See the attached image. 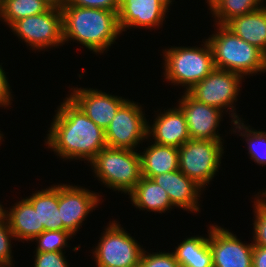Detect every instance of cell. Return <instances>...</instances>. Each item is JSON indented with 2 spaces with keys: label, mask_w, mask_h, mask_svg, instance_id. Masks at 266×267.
Returning a JSON list of instances; mask_svg holds the SVG:
<instances>
[{
  "label": "cell",
  "mask_w": 266,
  "mask_h": 267,
  "mask_svg": "<svg viewBox=\"0 0 266 267\" xmlns=\"http://www.w3.org/2000/svg\"><path fill=\"white\" fill-rule=\"evenodd\" d=\"M101 197L103 196L99 193L82 186L58 184V210L63 222V231H69L76 236L88 214L98 208L100 202L102 204Z\"/></svg>",
  "instance_id": "obj_11"
},
{
  "label": "cell",
  "mask_w": 266,
  "mask_h": 267,
  "mask_svg": "<svg viewBox=\"0 0 266 267\" xmlns=\"http://www.w3.org/2000/svg\"><path fill=\"white\" fill-rule=\"evenodd\" d=\"M8 223L15 241H32L44 231V226H39L38 213L32 204L26 199L17 200L8 209Z\"/></svg>",
  "instance_id": "obj_19"
},
{
  "label": "cell",
  "mask_w": 266,
  "mask_h": 267,
  "mask_svg": "<svg viewBox=\"0 0 266 267\" xmlns=\"http://www.w3.org/2000/svg\"><path fill=\"white\" fill-rule=\"evenodd\" d=\"M8 208L5 207L0 203V223H7L8 222Z\"/></svg>",
  "instance_id": "obj_36"
},
{
  "label": "cell",
  "mask_w": 266,
  "mask_h": 267,
  "mask_svg": "<svg viewBox=\"0 0 266 267\" xmlns=\"http://www.w3.org/2000/svg\"><path fill=\"white\" fill-rule=\"evenodd\" d=\"M142 176L152 178L179 169L178 148L152 143L140 152Z\"/></svg>",
  "instance_id": "obj_20"
},
{
  "label": "cell",
  "mask_w": 266,
  "mask_h": 267,
  "mask_svg": "<svg viewBox=\"0 0 266 267\" xmlns=\"http://www.w3.org/2000/svg\"><path fill=\"white\" fill-rule=\"evenodd\" d=\"M73 238L69 231L45 230L35 237L31 242H36L35 252H65L64 248H69L68 240Z\"/></svg>",
  "instance_id": "obj_27"
},
{
  "label": "cell",
  "mask_w": 266,
  "mask_h": 267,
  "mask_svg": "<svg viewBox=\"0 0 266 267\" xmlns=\"http://www.w3.org/2000/svg\"><path fill=\"white\" fill-rule=\"evenodd\" d=\"M225 26L266 55V4L250 13L233 18Z\"/></svg>",
  "instance_id": "obj_18"
},
{
  "label": "cell",
  "mask_w": 266,
  "mask_h": 267,
  "mask_svg": "<svg viewBox=\"0 0 266 267\" xmlns=\"http://www.w3.org/2000/svg\"><path fill=\"white\" fill-rule=\"evenodd\" d=\"M207 230L213 267H252L253 241L244 243L229 229L215 223Z\"/></svg>",
  "instance_id": "obj_12"
},
{
  "label": "cell",
  "mask_w": 266,
  "mask_h": 267,
  "mask_svg": "<svg viewBox=\"0 0 266 267\" xmlns=\"http://www.w3.org/2000/svg\"><path fill=\"white\" fill-rule=\"evenodd\" d=\"M112 220L104 228L97 246L93 247V258L97 267H138L143 246L122 226Z\"/></svg>",
  "instance_id": "obj_8"
},
{
  "label": "cell",
  "mask_w": 266,
  "mask_h": 267,
  "mask_svg": "<svg viewBox=\"0 0 266 267\" xmlns=\"http://www.w3.org/2000/svg\"><path fill=\"white\" fill-rule=\"evenodd\" d=\"M172 252L180 267H213L208 235L187 237Z\"/></svg>",
  "instance_id": "obj_23"
},
{
  "label": "cell",
  "mask_w": 266,
  "mask_h": 267,
  "mask_svg": "<svg viewBox=\"0 0 266 267\" xmlns=\"http://www.w3.org/2000/svg\"><path fill=\"white\" fill-rule=\"evenodd\" d=\"M260 192V193H259ZM256 193L253 204V244L266 247V191Z\"/></svg>",
  "instance_id": "obj_28"
},
{
  "label": "cell",
  "mask_w": 266,
  "mask_h": 267,
  "mask_svg": "<svg viewBox=\"0 0 266 267\" xmlns=\"http://www.w3.org/2000/svg\"><path fill=\"white\" fill-rule=\"evenodd\" d=\"M128 195L133 206L142 211L162 214L174 208L167 192L152 179L143 176Z\"/></svg>",
  "instance_id": "obj_21"
},
{
  "label": "cell",
  "mask_w": 266,
  "mask_h": 267,
  "mask_svg": "<svg viewBox=\"0 0 266 267\" xmlns=\"http://www.w3.org/2000/svg\"><path fill=\"white\" fill-rule=\"evenodd\" d=\"M66 3L78 7L103 9L117 13L120 7V0H67Z\"/></svg>",
  "instance_id": "obj_32"
},
{
  "label": "cell",
  "mask_w": 266,
  "mask_h": 267,
  "mask_svg": "<svg viewBox=\"0 0 266 267\" xmlns=\"http://www.w3.org/2000/svg\"><path fill=\"white\" fill-rule=\"evenodd\" d=\"M168 10H171L169 9L171 5H173L175 0H159Z\"/></svg>",
  "instance_id": "obj_38"
},
{
  "label": "cell",
  "mask_w": 266,
  "mask_h": 267,
  "mask_svg": "<svg viewBox=\"0 0 266 267\" xmlns=\"http://www.w3.org/2000/svg\"><path fill=\"white\" fill-rule=\"evenodd\" d=\"M266 0H221L211 12L215 24L226 25L235 17L242 16L261 8Z\"/></svg>",
  "instance_id": "obj_26"
},
{
  "label": "cell",
  "mask_w": 266,
  "mask_h": 267,
  "mask_svg": "<svg viewBox=\"0 0 266 267\" xmlns=\"http://www.w3.org/2000/svg\"><path fill=\"white\" fill-rule=\"evenodd\" d=\"M206 1V3H208L207 5V7H209L208 8V10H210V13L217 7V5L221 2V0H205Z\"/></svg>",
  "instance_id": "obj_37"
},
{
  "label": "cell",
  "mask_w": 266,
  "mask_h": 267,
  "mask_svg": "<svg viewBox=\"0 0 266 267\" xmlns=\"http://www.w3.org/2000/svg\"><path fill=\"white\" fill-rule=\"evenodd\" d=\"M38 213L39 226L45 230H63V222L58 210V185L35 191L25 197Z\"/></svg>",
  "instance_id": "obj_22"
},
{
  "label": "cell",
  "mask_w": 266,
  "mask_h": 267,
  "mask_svg": "<svg viewBox=\"0 0 266 267\" xmlns=\"http://www.w3.org/2000/svg\"><path fill=\"white\" fill-rule=\"evenodd\" d=\"M203 43L201 47L171 46L163 49L164 80L188 92L208 76L215 65L209 42L206 39Z\"/></svg>",
  "instance_id": "obj_4"
},
{
  "label": "cell",
  "mask_w": 266,
  "mask_h": 267,
  "mask_svg": "<svg viewBox=\"0 0 266 267\" xmlns=\"http://www.w3.org/2000/svg\"><path fill=\"white\" fill-rule=\"evenodd\" d=\"M242 79L244 80L245 77L238 73L215 68L187 93L198 102L218 108L226 115L229 114L232 123L242 119L235 108L237 96L241 93Z\"/></svg>",
  "instance_id": "obj_7"
},
{
  "label": "cell",
  "mask_w": 266,
  "mask_h": 267,
  "mask_svg": "<svg viewBox=\"0 0 266 267\" xmlns=\"http://www.w3.org/2000/svg\"><path fill=\"white\" fill-rule=\"evenodd\" d=\"M160 251L151 253L144 249L138 267H180L172 250L171 252Z\"/></svg>",
  "instance_id": "obj_29"
},
{
  "label": "cell",
  "mask_w": 266,
  "mask_h": 267,
  "mask_svg": "<svg viewBox=\"0 0 266 267\" xmlns=\"http://www.w3.org/2000/svg\"><path fill=\"white\" fill-rule=\"evenodd\" d=\"M252 267H266V247L253 245Z\"/></svg>",
  "instance_id": "obj_34"
},
{
  "label": "cell",
  "mask_w": 266,
  "mask_h": 267,
  "mask_svg": "<svg viewBox=\"0 0 266 267\" xmlns=\"http://www.w3.org/2000/svg\"><path fill=\"white\" fill-rule=\"evenodd\" d=\"M19 41L35 50L47 51L64 45L63 15L60 8L49 7L45 12L15 21L10 27Z\"/></svg>",
  "instance_id": "obj_9"
},
{
  "label": "cell",
  "mask_w": 266,
  "mask_h": 267,
  "mask_svg": "<svg viewBox=\"0 0 266 267\" xmlns=\"http://www.w3.org/2000/svg\"><path fill=\"white\" fill-rule=\"evenodd\" d=\"M14 234L12 233L9 223H0V267H14L12 244L11 240H14Z\"/></svg>",
  "instance_id": "obj_30"
},
{
  "label": "cell",
  "mask_w": 266,
  "mask_h": 267,
  "mask_svg": "<svg viewBox=\"0 0 266 267\" xmlns=\"http://www.w3.org/2000/svg\"><path fill=\"white\" fill-rule=\"evenodd\" d=\"M177 100L188 126L191 139L223 140L218 132L224 112L192 98L187 92Z\"/></svg>",
  "instance_id": "obj_13"
},
{
  "label": "cell",
  "mask_w": 266,
  "mask_h": 267,
  "mask_svg": "<svg viewBox=\"0 0 266 267\" xmlns=\"http://www.w3.org/2000/svg\"><path fill=\"white\" fill-rule=\"evenodd\" d=\"M3 136H4L3 133L0 131V143H1V144H2L1 141H2V139H3Z\"/></svg>",
  "instance_id": "obj_40"
},
{
  "label": "cell",
  "mask_w": 266,
  "mask_h": 267,
  "mask_svg": "<svg viewBox=\"0 0 266 267\" xmlns=\"http://www.w3.org/2000/svg\"><path fill=\"white\" fill-rule=\"evenodd\" d=\"M151 179L167 192L174 208L194 214L200 212L199 200L203 189L179 169L153 176Z\"/></svg>",
  "instance_id": "obj_17"
},
{
  "label": "cell",
  "mask_w": 266,
  "mask_h": 267,
  "mask_svg": "<svg viewBox=\"0 0 266 267\" xmlns=\"http://www.w3.org/2000/svg\"><path fill=\"white\" fill-rule=\"evenodd\" d=\"M57 106L44 145L65 161L90 163L107 146L105 131L69 98Z\"/></svg>",
  "instance_id": "obj_1"
},
{
  "label": "cell",
  "mask_w": 266,
  "mask_h": 267,
  "mask_svg": "<svg viewBox=\"0 0 266 267\" xmlns=\"http://www.w3.org/2000/svg\"><path fill=\"white\" fill-rule=\"evenodd\" d=\"M140 150L106 146L90 162L94 177L106 188L129 194L142 178Z\"/></svg>",
  "instance_id": "obj_5"
},
{
  "label": "cell",
  "mask_w": 266,
  "mask_h": 267,
  "mask_svg": "<svg viewBox=\"0 0 266 267\" xmlns=\"http://www.w3.org/2000/svg\"><path fill=\"white\" fill-rule=\"evenodd\" d=\"M64 45L69 41L85 46L94 54L107 53L122 35L117 12L65 4L62 8Z\"/></svg>",
  "instance_id": "obj_2"
},
{
  "label": "cell",
  "mask_w": 266,
  "mask_h": 267,
  "mask_svg": "<svg viewBox=\"0 0 266 267\" xmlns=\"http://www.w3.org/2000/svg\"><path fill=\"white\" fill-rule=\"evenodd\" d=\"M67 95L97 126L104 131L118 109L128 100L93 88H70Z\"/></svg>",
  "instance_id": "obj_14"
},
{
  "label": "cell",
  "mask_w": 266,
  "mask_h": 267,
  "mask_svg": "<svg viewBox=\"0 0 266 267\" xmlns=\"http://www.w3.org/2000/svg\"><path fill=\"white\" fill-rule=\"evenodd\" d=\"M143 110L139 102L127 100L105 130L107 146L138 151V145L149 140L148 121Z\"/></svg>",
  "instance_id": "obj_10"
},
{
  "label": "cell",
  "mask_w": 266,
  "mask_h": 267,
  "mask_svg": "<svg viewBox=\"0 0 266 267\" xmlns=\"http://www.w3.org/2000/svg\"><path fill=\"white\" fill-rule=\"evenodd\" d=\"M215 25L207 41L213 53L215 68L253 76L266 72V55L257 47L235 35L225 25Z\"/></svg>",
  "instance_id": "obj_3"
},
{
  "label": "cell",
  "mask_w": 266,
  "mask_h": 267,
  "mask_svg": "<svg viewBox=\"0 0 266 267\" xmlns=\"http://www.w3.org/2000/svg\"><path fill=\"white\" fill-rule=\"evenodd\" d=\"M167 12L169 10L159 0H120L117 13L120 31L123 33L132 28L160 29Z\"/></svg>",
  "instance_id": "obj_15"
},
{
  "label": "cell",
  "mask_w": 266,
  "mask_h": 267,
  "mask_svg": "<svg viewBox=\"0 0 266 267\" xmlns=\"http://www.w3.org/2000/svg\"><path fill=\"white\" fill-rule=\"evenodd\" d=\"M44 2H46L50 7H54V8H62L67 0H43Z\"/></svg>",
  "instance_id": "obj_35"
},
{
  "label": "cell",
  "mask_w": 266,
  "mask_h": 267,
  "mask_svg": "<svg viewBox=\"0 0 266 267\" xmlns=\"http://www.w3.org/2000/svg\"><path fill=\"white\" fill-rule=\"evenodd\" d=\"M2 64L3 63L0 64V99L9 107L12 104L11 101H13V92H11L12 89H10L11 86Z\"/></svg>",
  "instance_id": "obj_33"
},
{
  "label": "cell",
  "mask_w": 266,
  "mask_h": 267,
  "mask_svg": "<svg viewBox=\"0 0 266 267\" xmlns=\"http://www.w3.org/2000/svg\"><path fill=\"white\" fill-rule=\"evenodd\" d=\"M175 106L162 112L154 111L156 118L151 125L148 120L147 137L150 139L148 142L154 140V143L159 145L179 148L191 139L185 115L177 105Z\"/></svg>",
  "instance_id": "obj_16"
},
{
  "label": "cell",
  "mask_w": 266,
  "mask_h": 267,
  "mask_svg": "<svg viewBox=\"0 0 266 267\" xmlns=\"http://www.w3.org/2000/svg\"><path fill=\"white\" fill-rule=\"evenodd\" d=\"M0 107H4V109L6 108V107H8L1 99H0Z\"/></svg>",
  "instance_id": "obj_39"
},
{
  "label": "cell",
  "mask_w": 266,
  "mask_h": 267,
  "mask_svg": "<svg viewBox=\"0 0 266 267\" xmlns=\"http://www.w3.org/2000/svg\"><path fill=\"white\" fill-rule=\"evenodd\" d=\"M245 119L232 122L231 134L241 136L247 143L249 158L258 165H266V131L257 130L246 125ZM234 127V128H233ZM237 132V133H236Z\"/></svg>",
  "instance_id": "obj_24"
},
{
  "label": "cell",
  "mask_w": 266,
  "mask_h": 267,
  "mask_svg": "<svg viewBox=\"0 0 266 267\" xmlns=\"http://www.w3.org/2000/svg\"><path fill=\"white\" fill-rule=\"evenodd\" d=\"M50 6L43 0H3L0 20L10 27L15 21L45 12Z\"/></svg>",
  "instance_id": "obj_25"
},
{
  "label": "cell",
  "mask_w": 266,
  "mask_h": 267,
  "mask_svg": "<svg viewBox=\"0 0 266 267\" xmlns=\"http://www.w3.org/2000/svg\"><path fill=\"white\" fill-rule=\"evenodd\" d=\"M34 267H69L66 252H34Z\"/></svg>",
  "instance_id": "obj_31"
},
{
  "label": "cell",
  "mask_w": 266,
  "mask_h": 267,
  "mask_svg": "<svg viewBox=\"0 0 266 267\" xmlns=\"http://www.w3.org/2000/svg\"><path fill=\"white\" fill-rule=\"evenodd\" d=\"M224 140L189 139L178 148L179 170L203 190L216 177L223 158Z\"/></svg>",
  "instance_id": "obj_6"
}]
</instances>
